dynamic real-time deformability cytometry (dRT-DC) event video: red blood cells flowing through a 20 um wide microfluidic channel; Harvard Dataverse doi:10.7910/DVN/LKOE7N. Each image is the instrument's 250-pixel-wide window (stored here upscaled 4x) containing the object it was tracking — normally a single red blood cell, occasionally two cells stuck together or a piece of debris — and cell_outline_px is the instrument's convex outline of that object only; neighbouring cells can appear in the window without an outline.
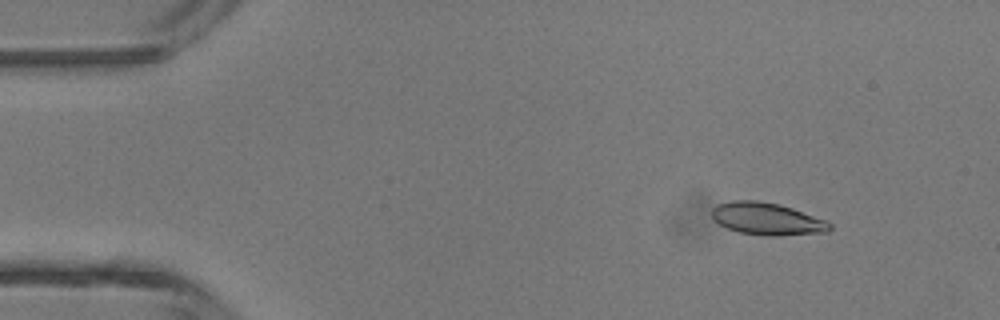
{"species": "common noctule bat (a hibernating species)", "species_latin": "Nyctalus noctula", "temperature_condition": "room temperature", "stored_images_in_passage": 4, "camera_frame_rate_fps": 3000, "um_per_image_px": 0.085, "animal": {"sex": "male", "body_mass_g": 13.3}, "frame": {"image": 1, "passage_image": 2, "time_ms": 0.333, "image_size_px": [1000, 320], "cell_outline_px": [[832, 228], [828, 232], [780, 236], [768, 236], [740, 232], [728, 228], [720, 224], [712, 216], [712, 208], [716, 204], [732, 200], [756, 200], [780, 204], [828, 220], [832, 224]], "centroid_in_image_um": [65.24, 18.6], "position_along_channel_um": 19.8, "area_um2": 22.37}}